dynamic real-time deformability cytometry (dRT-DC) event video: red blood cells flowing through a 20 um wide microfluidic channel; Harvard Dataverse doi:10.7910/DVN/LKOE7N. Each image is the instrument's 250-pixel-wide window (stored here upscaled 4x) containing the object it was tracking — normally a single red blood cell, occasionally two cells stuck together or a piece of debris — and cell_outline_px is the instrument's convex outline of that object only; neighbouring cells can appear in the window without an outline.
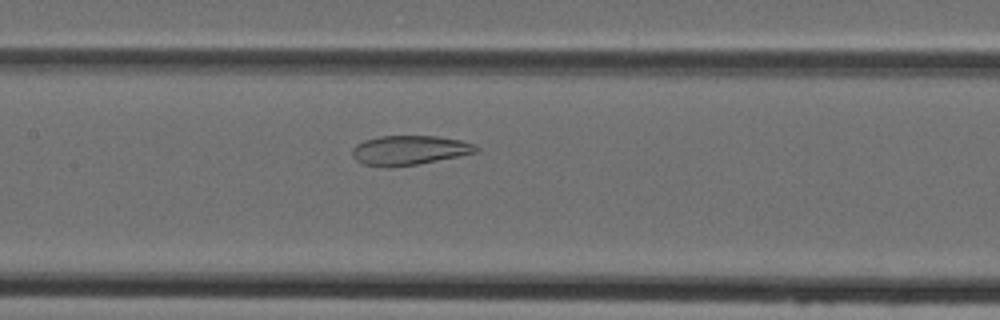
{"species": "Egyptian fruit bat (a non-hibernating species)", "species_latin": "Rousettus aegyptiacus", "temperature_condition": "cold", "stored_images_in_passage": 49, "camera_frame_rate_fps": 3000, "um_per_image_px": 0.085, "animal": {"sex": "female"}, "frame": {"image": 1, "passage_image": 24, "time_ms": 7.667, "image_size_px": [1000, 320], "cell_outline_px": [[480, 152], [460, 156], [416, 164], [364, 164], [356, 160], [352, 156], [352, 148], [356, 144], [364, 140], [380, 136], [436, 136], [460, 140], [472, 144], [480, 148]], "centroid_in_image_um": [34.85, 12.72], "position_along_channel_um": 172.6, "area_um2": 20.58}}
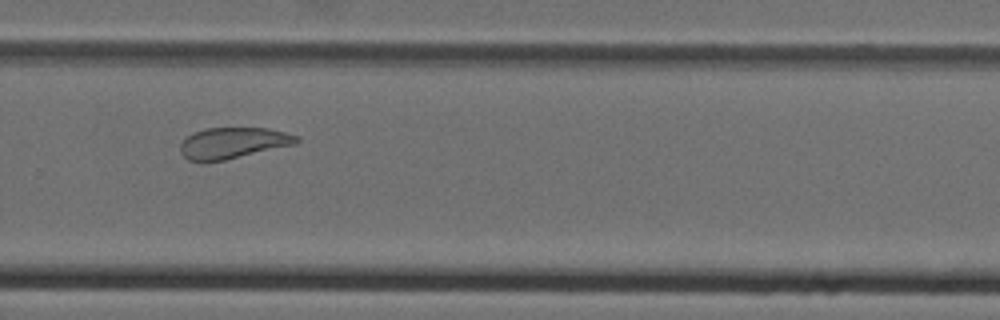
{"frame": {"image": 2, "passage_image": 34, "time_ms": 11.0, "image_size_px": [1000, 320], "cell_outline_px": [[300, 140], [296, 144], [224, 160], [188, 160], [180, 152], [180, 144], [188, 136], [204, 128], [268, 128], [284, 132], [296, 136]], "centroid_in_image_um": [19.82, 12.14], "position_along_channel_um": 310.0, "area_um2": 20.63}}
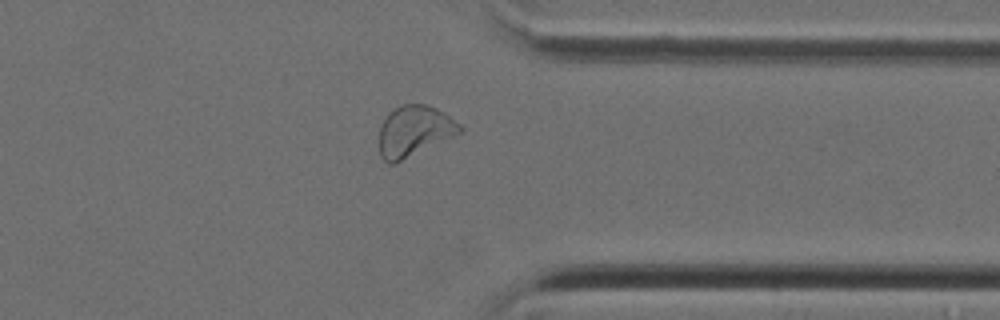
{"frame": {"image": 3, "passage_image": 39, "time_ms": 12.667, "image_size_px": [1000, 320], "cell_outline_px": [[464, 128], [460, 132], [396, 164], [388, 164], [380, 156], [380, 124], [388, 112], [400, 104], [424, 104], [436, 108], [444, 112], [460, 124]], "centroid_in_image_um": [35.17, 11.14], "position_along_channel_um": 376.2, "area_um2": 23.87}}